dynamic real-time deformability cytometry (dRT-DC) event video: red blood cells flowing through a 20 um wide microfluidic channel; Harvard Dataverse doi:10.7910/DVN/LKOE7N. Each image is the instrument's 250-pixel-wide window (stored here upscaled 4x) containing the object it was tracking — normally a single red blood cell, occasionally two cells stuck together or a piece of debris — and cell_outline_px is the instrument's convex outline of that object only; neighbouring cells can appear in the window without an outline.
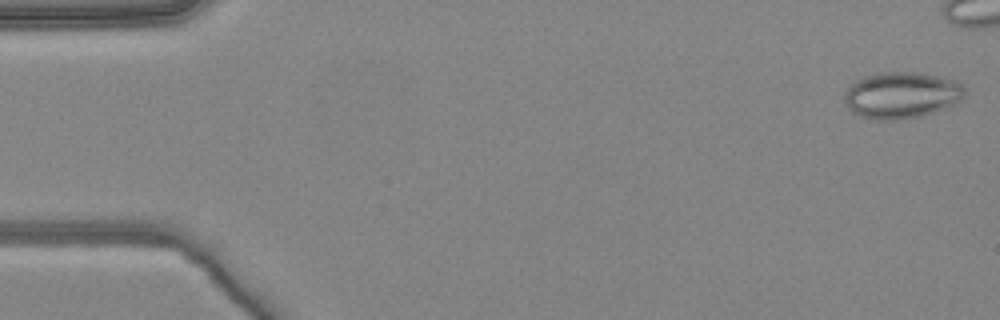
{"species": "common noctule bat (a hibernating species)", "species_latin": "Nyctalus noctula", "temperature_condition": "warm", "stored_images_in_passage": 6, "camera_frame_rate_fps": 3000, "um_per_image_px": 0.085, "animal": {"sex": "female", "body_mass_g": 24.6, "forearm_length_mm": 56.2}, "frame": {"image": 1, "passage_image": 1, "time_ms": 0.0, "image_size_px": [1000, 320], "cell_outline_px": [[964, 100], [956, 104], [920, 116], [900, 120], [876, 120], [860, 116], [852, 112], [844, 104], [844, 92], [856, 80], [864, 76], [880, 72], [920, 72], [952, 80], [960, 84], [964, 88]], "centroid_in_image_um": [76.6, 8.1], "position_along_channel_um": 8.4, "area_um2": 32.71}}